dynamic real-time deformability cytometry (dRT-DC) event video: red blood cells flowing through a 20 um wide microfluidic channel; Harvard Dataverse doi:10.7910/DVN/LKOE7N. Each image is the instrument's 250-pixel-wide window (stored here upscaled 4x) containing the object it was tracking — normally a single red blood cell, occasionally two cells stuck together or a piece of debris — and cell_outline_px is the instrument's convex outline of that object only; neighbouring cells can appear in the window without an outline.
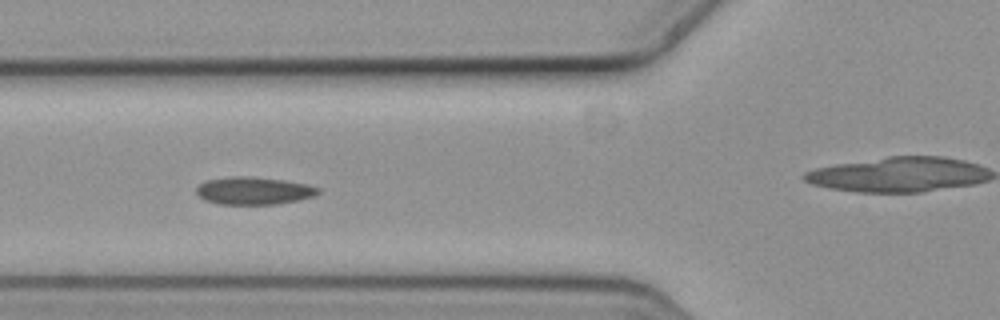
{"species": "common noctule bat (a hibernating species)", "species_latin": "Nyctalus noctula", "temperature_condition": "cold", "stored_images_in_passage": 6, "camera_frame_rate_fps": 3000, "um_per_image_px": 0.085, "animal": {"sex": "female", "body_mass_g": 19.3, "forearm_length_mm": 54.1}, "frame": {"image": 1, "passage_image": 4, "time_ms": 1.0, "image_size_px": [1000, 320], "cell_outline_px": [[320, 192], [316, 196], [300, 200], [276, 204], [220, 204], [204, 200], [196, 192], [196, 188], [204, 180], [232, 176], [252, 176], [284, 180], [308, 184], [320, 188]], "centroid_in_image_um": [21.6, 16.2], "position_along_channel_um": 104.2, "area_um2": 19.83}}
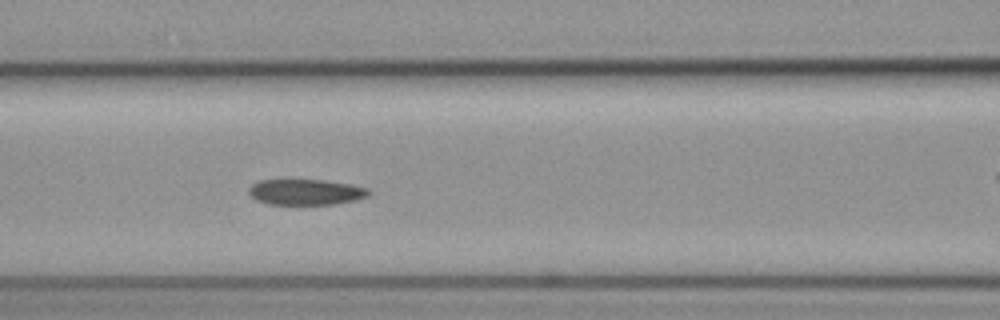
{"frame": {"image": 2, "passage_image": 5, "time_ms": 1.333, "image_size_px": [1000, 320], "cell_outline_px": [[372, 192], [368, 196], [356, 200], [336, 204], [268, 204], [256, 200], [248, 192], [248, 188], [252, 184], [260, 180], [320, 180], [352, 184], [368, 188]], "centroid_in_image_um": [26.02, 16.32], "position_along_channel_um": 140.6, "area_um2": 18.03}}